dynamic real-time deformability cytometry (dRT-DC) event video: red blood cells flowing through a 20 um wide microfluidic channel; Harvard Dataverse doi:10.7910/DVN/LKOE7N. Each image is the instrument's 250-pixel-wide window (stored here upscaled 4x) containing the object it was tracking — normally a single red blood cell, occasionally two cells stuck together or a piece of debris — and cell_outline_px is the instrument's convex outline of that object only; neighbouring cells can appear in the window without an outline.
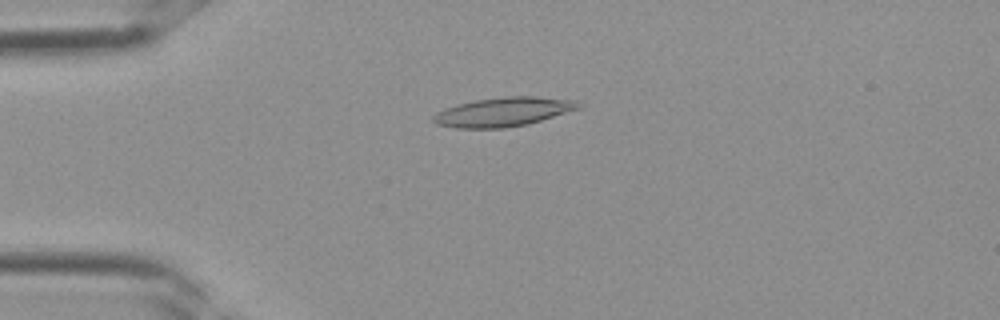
{"species": "Egyptian fruit bat (a non-hibernating species)", "species_latin": "Rousettus aegyptiacus", "temperature_condition": "room temperature", "stored_images_in_passage": 1, "camera_frame_rate_fps": 3000, "um_per_image_px": 0.085, "frame": {"image": 1, "passage_image": 1, "time_ms": 0.0, "image_size_px": [1000, 320], "cell_outline_px": [[580, 108], [528, 124], [504, 128], [456, 128], [436, 124], [432, 120], [432, 116], [436, 112], [444, 108], [456, 104], [476, 100], [504, 96], [536, 96], [576, 100], [580, 104]], "centroid_in_image_um": [42.74, 9.5], "position_along_channel_um": 42.3, "area_um2": 24.68}}